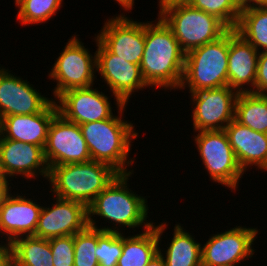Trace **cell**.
Wrapping results in <instances>:
<instances>
[{"instance_id": "22", "label": "cell", "mask_w": 267, "mask_h": 266, "mask_svg": "<svg viewBox=\"0 0 267 266\" xmlns=\"http://www.w3.org/2000/svg\"><path fill=\"white\" fill-rule=\"evenodd\" d=\"M153 226L158 235L159 253L164 258L166 266H202V244L197 239L195 240L193 234L186 230L181 223L175 224L174 232L170 237L171 241L167 242L166 250L161 249V239L169 225L162 221L158 225L153 223Z\"/></svg>"}, {"instance_id": "27", "label": "cell", "mask_w": 267, "mask_h": 266, "mask_svg": "<svg viewBox=\"0 0 267 266\" xmlns=\"http://www.w3.org/2000/svg\"><path fill=\"white\" fill-rule=\"evenodd\" d=\"M63 0H23L16 7L17 20L22 26L42 24L57 14L63 7Z\"/></svg>"}, {"instance_id": "3", "label": "cell", "mask_w": 267, "mask_h": 266, "mask_svg": "<svg viewBox=\"0 0 267 266\" xmlns=\"http://www.w3.org/2000/svg\"><path fill=\"white\" fill-rule=\"evenodd\" d=\"M127 105L117 108V116L114 114L105 120L79 125L91 160L105 163L119 174L135 173L134 169L128 168L135 163V158L130 156L131 143L139 137V133L131 121L123 119Z\"/></svg>"}, {"instance_id": "39", "label": "cell", "mask_w": 267, "mask_h": 266, "mask_svg": "<svg viewBox=\"0 0 267 266\" xmlns=\"http://www.w3.org/2000/svg\"><path fill=\"white\" fill-rule=\"evenodd\" d=\"M23 0H15L14 3L17 6L18 4H20Z\"/></svg>"}, {"instance_id": "13", "label": "cell", "mask_w": 267, "mask_h": 266, "mask_svg": "<svg viewBox=\"0 0 267 266\" xmlns=\"http://www.w3.org/2000/svg\"><path fill=\"white\" fill-rule=\"evenodd\" d=\"M115 16L103 23L96 35L97 39L112 54L126 62L140 65L145 46V22L130 19L125 13Z\"/></svg>"}, {"instance_id": "29", "label": "cell", "mask_w": 267, "mask_h": 266, "mask_svg": "<svg viewBox=\"0 0 267 266\" xmlns=\"http://www.w3.org/2000/svg\"><path fill=\"white\" fill-rule=\"evenodd\" d=\"M189 4L220 19L229 29L237 26L241 11L234 0H190Z\"/></svg>"}, {"instance_id": "37", "label": "cell", "mask_w": 267, "mask_h": 266, "mask_svg": "<svg viewBox=\"0 0 267 266\" xmlns=\"http://www.w3.org/2000/svg\"><path fill=\"white\" fill-rule=\"evenodd\" d=\"M146 266H166L164 258L158 252Z\"/></svg>"}, {"instance_id": "23", "label": "cell", "mask_w": 267, "mask_h": 266, "mask_svg": "<svg viewBox=\"0 0 267 266\" xmlns=\"http://www.w3.org/2000/svg\"><path fill=\"white\" fill-rule=\"evenodd\" d=\"M141 232L136 235L128 234V237L123 233V249L117 266H146L159 252L156 228L151 226Z\"/></svg>"}, {"instance_id": "36", "label": "cell", "mask_w": 267, "mask_h": 266, "mask_svg": "<svg viewBox=\"0 0 267 266\" xmlns=\"http://www.w3.org/2000/svg\"><path fill=\"white\" fill-rule=\"evenodd\" d=\"M116 1V3H118V5L124 10V11H128L129 14V10L131 12V10L134 8L133 6L135 5V0H114Z\"/></svg>"}, {"instance_id": "8", "label": "cell", "mask_w": 267, "mask_h": 266, "mask_svg": "<svg viewBox=\"0 0 267 266\" xmlns=\"http://www.w3.org/2000/svg\"><path fill=\"white\" fill-rule=\"evenodd\" d=\"M197 133L193 140L209 178L236 192L244 171L238 164L226 132L211 130Z\"/></svg>"}, {"instance_id": "31", "label": "cell", "mask_w": 267, "mask_h": 266, "mask_svg": "<svg viewBox=\"0 0 267 266\" xmlns=\"http://www.w3.org/2000/svg\"><path fill=\"white\" fill-rule=\"evenodd\" d=\"M53 266H74V235L49 239Z\"/></svg>"}, {"instance_id": "35", "label": "cell", "mask_w": 267, "mask_h": 266, "mask_svg": "<svg viewBox=\"0 0 267 266\" xmlns=\"http://www.w3.org/2000/svg\"><path fill=\"white\" fill-rule=\"evenodd\" d=\"M240 11L257 6L267 5V0H234Z\"/></svg>"}, {"instance_id": "4", "label": "cell", "mask_w": 267, "mask_h": 266, "mask_svg": "<svg viewBox=\"0 0 267 266\" xmlns=\"http://www.w3.org/2000/svg\"><path fill=\"white\" fill-rule=\"evenodd\" d=\"M118 174L111 166L90 160L52 166L47 181L54 196L78 201L88 207Z\"/></svg>"}, {"instance_id": "5", "label": "cell", "mask_w": 267, "mask_h": 266, "mask_svg": "<svg viewBox=\"0 0 267 266\" xmlns=\"http://www.w3.org/2000/svg\"><path fill=\"white\" fill-rule=\"evenodd\" d=\"M158 7L157 16L172 30L185 53L218 40L229 30L216 16L196 9L189 3Z\"/></svg>"}, {"instance_id": "11", "label": "cell", "mask_w": 267, "mask_h": 266, "mask_svg": "<svg viewBox=\"0 0 267 266\" xmlns=\"http://www.w3.org/2000/svg\"><path fill=\"white\" fill-rule=\"evenodd\" d=\"M238 92L228 85L203 89L191 93L194 133L199 131L224 130L234 119Z\"/></svg>"}, {"instance_id": "40", "label": "cell", "mask_w": 267, "mask_h": 266, "mask_svg": "<svg viewBox=\"0 0 267 266\" xmlns=\"http://www.w3.org/2000/svg\"><path fill=\"white\" fill-rule=\"evenodd\" d=\"M3 245H5V242H4V241H1V243H0V248H1Z\"/></svg>"}, {"instance_id": "34", "label": "cell", "mask_w": 267, "mask_h": 266, "mask_svg": "<svg viewBox=\"0 0 267 266\" xmlns=\"http://www.w3.org/2000/svg\"><path fill=\"white\" fill-rule=\"evenodd\" d=\"M0 266H14L13 251L9 245L0 248Z\"/></svg>"}, {"instance_id": "18", "label": "cell", "mask_w": 267, "mask_h": 266, "mask_svg": "<svg viewBox=\"0 0 267 266\" xmlns=\"http://www.w3.org/2000/svg\"><path fill=\"white\" fill-rule=\"evenodd\" d=\"M25 195L13 191L0 209V237L4 236L0 239L5 240V245L16 238L35 234L43 206Z\"/></svg>"}, {"instance_id": "21", "label": "cell", "mask_w": 267, "mask_h": 266, "mask_svg": "<svg viewBox=\"0 0 267 266\" xmlns=\"http://www.w3.org/2000/svg\"><path fill=\"white\" fill-rule=\"evenodd\" d=\"M238 164L244 173L253 165L267 172V134L257 132L233 119L224 129ZM248 168V169H247Z\"/></svg>"}, {"instance_id": "6", "label": "cell", "mask_w": 267, "mask_h": 266, "mask_svg": "<svg viewBox=\"0 0 267 266\" xmlns=\"http://www.w3.org/2000/svg\"><path fill=\"white\" fill-rule=\"evenodd\" d=\"M229 30L218 40L186 53L179 90L189 93L228 85Z\"/></svg>"}, {"instance_id": "17", "label": "cell", "mask_w": 267, "mask_h": 266, "mask_svg": "<svg viewBox=\"0 0 267 266\" xmlns=\"http://www.w3.org/2000/svg\"><path fill=\"white\" fill-rule=\"evenodd\" d=\"M0 167L3 175L11 180L17 178L15 176H22L25 180L42 176L47 180L49 176L43 147L1 136Z\"/></svg>"}, {"instance_id": "2", "label": "cell", "mask_w": 267, "mask_h": 266, "mask_svg": "<svg viewBox=\"0 0 267 266\" xmlns=\"http://www.w3.org/2000/svg\"><path fill=\"white\" fill-rule=\"evenodd\" d=\"M134 173L118 174L117 177L88 206V224L90 227L105 232L123 233L122 230L142 227V231L153 226V220L148 221L149 213L147 198L129 189V180ZM96 215L104 221L112 223L109 226H97ZM94 216V217H93ZM108 220V221H107ZM127 228L124 229L123 227ZM101 227V228H100ZM119 227V228H118ZM121 228V229H120ZM121 230V231H120Z\"/></svg>"}, {"instance_id": "9", "label": "cell", "mask_w": 267, "mask_h": 266, "mask_svg": "<svg viewBox=\"0 0 267 266\" xmlns=\"http://www.w3.org/2000/svg\"><path fill=\"white\" fill-rule=\"evenodd\" d=\"M96 64L97 73L106 83L116 101V108L122 107L130 102L134 92L144 90L149 86L143 79L140 65L126 62L122 58L112 54L96 37Z\"/></svg>"}, {"instance_id": "16", "label": "cell", "mask_w": 267, "mask_h": 266, "mask_svg": "<svg viewBox=\"0 0 267 266\" xmlns=\"http://www.w3.org/2000/svg\"><path fill=\"white\" fill-rule=\"evenodd\" d=\"M0 66V119L42 112L52 101L22 77Z\"/></svg>"}, {"instance_id": "1", "label": "cell", "mask_w": 267, "mask_h": 266, "mask_svg": "<svg viewBox=\"0 0 267 266\" xmlns=\"http://www.w3.org/2000/svg\"><path fill=\"white\" fill-rule=\"evenodd\" d=\"M185 56L172 30L159 16L145 23V46L140 70L149 89L179 90Z\"/></svg>"}, {"instance_id": "19", "label": "cell", "mask_w": 267, "mask_h": 266, "mask_svg": "<svg viewBox=\"0 0 267 266\" xmlns=\"http://www.w3.org/2000/svg\"><path fill=\"white\" fill-rule=\"evenodd\" d=\"M259 52L235 29H229L228 86L254 93ZM247 85V87H246Z\"/></svg>"}, {"instance_id": "41", "label": "cell", "mask_w": 267, "mask_h": 266, "mask_svg": "<svg viewBox=\"0 0 267 266\" xmlns=\"http://www.w3.org/2000/svg\"><path fill=\"white\" fill-rule=\"evenodd\" d=\"M4 176L3 173H2V170H1V167H0V178Z\"/></svg>"}, {"instance_id": "20", "label": "cell", "mask_w": 267, "mask_h": 266, "mask_svg": "<svg viewBox=\"0 0 267 266\" xmlns=\"http://www.w3.org/2000/svg\"><path fill=\"white\" fill-rule=\"evenodd\" d=\"M57 113V104L53 100L40 113L5 116L0 119V136L45 148L49 125Z\"/></svg>"}, {"instance_id": "7", "label": "cell", "mask_w": 267, "mask_h": 266, "mask_svg": "<svg viewBox=\"0 0 267 266\" xmlns=\"http://www.w3.org/2000/svg\"><path fill=\"white\" fill-rule=\"evenodd\" d=\"M77 36L68 39L48 72V78L57 83L52 91L53 100L65 91L90 87L97 79L96 51L92 55Z\"/></svg>"}, {"instance_id": "10", "label": "cell", "mask_w": 267, "mask_h": 266, "mask_svg": "<svg viewBox=\"0 0 267 266\" xmlns=\"http://www.w3.org/2000/svg\"><path fill=\"white\" fill-rule=\"evenodd\" d=\"M253 227L235 226L225 232L209 236L202 244V266H238L251 259L256 252L252 245L259 235Z\"/></svg>"}, {"instance_id": "12", "label": "cell", "mask_w": 267, "mask_h": 266, "mask_svg": "<svg viewBox=\"0 0 267 266\" xmlns=\"http://www.w3.org/2000/svg\"><path fill=\"white\" fill-rule=\"evenodd\" d=\"M44 156L49 168L91 160L80 126L59 113L49 125Z\"/></svg>"}, {"instance_id": "15", "label": "cell", "mask_w": 267, "mask_h": 266, "mask_svg": "<svg viewBox=\"0 0 267 266\" xmlns=\"http://www.w3.org/2000/svg\"><path fill=\"white\" fill-rule=\"evenodd\" d=\"M93 87L71 89L60 94L55 99L58 113L78 125L111 118L114 114L110 96Z\"/></svg>"}, {"instance_id": "14", "label": "cell", "mask_w": 267, "mask_h": 266, "mask_svg": "<svg viewBox=\"0 0 267 266\" xmlns=\"http://www.w3.org/2000/svg\"><path fill=\"white\" fill-rule=\"evenodd\" d=\"M54 197L53 202H50L51 206L42 207L35 237L51 239L75 235L89 226L88 207L85 204Z\"/></svg>"}, {"instance_id": "38", "label": "cell", "mask_w": 267, "mask_h": 266, "mask_svg": "<svg viewBox=\"0 0 267 266\" xmlns=\"http://www.w3.org/2000/svg\"><path fill=\"white\" fill-rule=\"evenodd\" d=\"M157 5H169V4H180L189 3L190 0H159Z\"/></svg>"}, {"instance_id": "24", "label": "cell", "mask_w": 267, "mask_h": 266, "mask_svg": "<svg viewBox=\"0 0 267 266\" xmlns=\"http://www.w3.org/2000/svg\"><path fill=\"white\" fill-rule=\"evenodd\" d=\"M9 246L13 251L14 266H53L49 239L22 236Z\"/></svg>"}, {"instance_id": "33", "label": "cell", "mask_w": 267, "mask_h": 266, "mask_svg": "<svg viewBox=\"0 0 267 266\" xmlns=\"http://www.w3.org/2000/svg\"><path fill=\"white\" fill-rule=\"evenodd\" d=\"M11 181L13 180H10L9 178L5 176H2L0 178V209L3 206L4 202L7 200V198L12 194L11 190H13V188L11 185L13 184Z\"/></svg>"}, {"instance_id": "25", "label": "cell", "mask_w": 267, "mask_h": 266, "mask_svg": "<svg viewBox=\"0 0 267 266\" xmlns=\"http://www.w3.org/2000/svg\"><path fill=\"white\" fill-rule=\"evenodd\" d=\"M234 119L254 131L267 134V95L238 93Z\"/></svg>"}, {"instance_id": "32", "label": "cell", "mask_w": 267, "mask_h": 266, "mask_svg": "<svg viewBox=\"0 0 267 266\" xmlns=\"http://www.w3.org/2000/svg\"><path fill=\"white\" fill-rule=\"evenodd\" d=\"M255 94L267 95V52H259L255 79Z\"/></svg>"}, {"instance_id": "28", "label": "cell", "mask_w": 267, "mask_h": 266, "mask_svg": "<svg viewBox=\"0 0 267 266\" xmlns=\"http://www.w3.org/2000/svg\"><path fill=\"white\" fill-rule=\"evenodd\" d=\"M97 244L95 255L99 266H117L123 249V233L97 229Z\"/></svg>"}, {"instance_id": "30", "label": "cell", "mask_w": 267, "mask_h": 266, "mask_svg": "<svg viewBox=\"0 0 267 266\" xmlns=\"http://www.w3.org/2000/svg\"><path fill=\"white\" fill-rule=\"evenodd\" d=\"M97 229L88 226L74 235V266H99L95 255Z\"/></svg>"}, {"instance_id": "26", "label": "cell", "mask_w": 267, "mask_h": 266, "mask_svg": "<svg viewBox=\"0 0 267 266\" xmlns=\"http://www.w3.org/2000/svg\"><path fill=\"white\" fill-rule=\"evenodd\" d=\"M235 30L258 52H267V5L242 10Z\"/></svg>"}]
</instances>
